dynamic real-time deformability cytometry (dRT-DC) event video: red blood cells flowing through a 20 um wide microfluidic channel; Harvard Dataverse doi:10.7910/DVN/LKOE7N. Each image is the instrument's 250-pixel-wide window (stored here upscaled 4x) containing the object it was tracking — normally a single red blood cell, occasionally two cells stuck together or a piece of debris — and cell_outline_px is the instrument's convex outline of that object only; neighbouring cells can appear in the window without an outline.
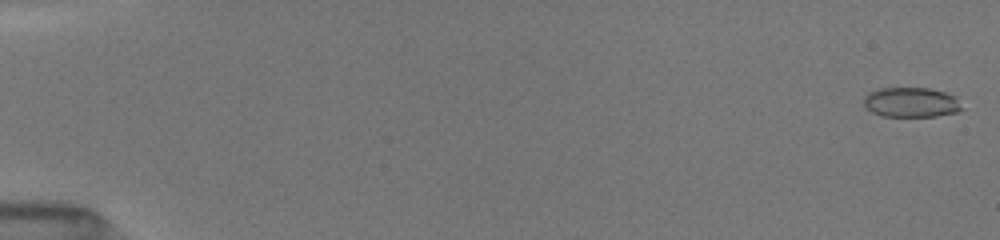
{"species": "common noctule bat (a hibernating species)", "species_latin": "Nyctalus noctula", "temperature_condition": "room temperature", "stored_images_in_passage": 10, "camera_frame_rate_fps": 3000, "um_per_image_px": 0.085, "animal": {"sex": "female", "body_mass_g": 19.5, "forearm_length_mm": 54.1}, "frame": {"image": 1, "passage_image": 1, "time_ms": 0.0, "image_size_px": [1000, 240], "cell_outline_px": [[964, 108], [960, 112], [936, 116], [884, 116], [872, 112], [864, 108], [864, 96], [868, 92], [880, 88], [928, 88], [944, 92], [956, 96]], "centroid_in_image_um": [77.47, 8.7], "position_along_channel_um": 7.5, "area_um2": 17.28}}
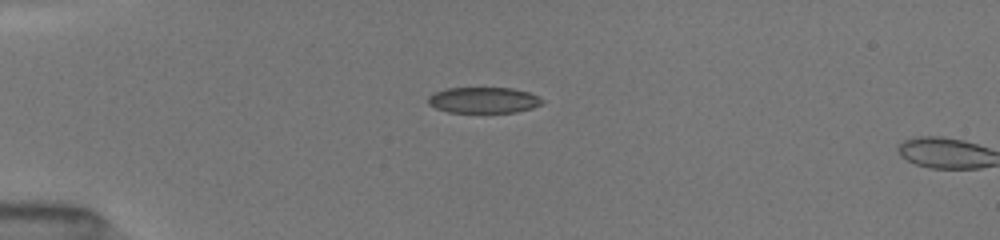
{"frame": {"image": 2, "passage_image": 9, "time_ms": 4.333, "image_size_px": [1000, 240], "cell_outline_px": [[544, 104], [532, 108], [516, 112], [448, 112], [436, 108], [428, 104], [428, 96], [432, 92], [448, 88], [512, 88], [528, 92], [544, 100]], "centroid_in_image_um": [41.09, 8.51], "position_along_channel_um": 43.9, "area_um2": 17.28}}